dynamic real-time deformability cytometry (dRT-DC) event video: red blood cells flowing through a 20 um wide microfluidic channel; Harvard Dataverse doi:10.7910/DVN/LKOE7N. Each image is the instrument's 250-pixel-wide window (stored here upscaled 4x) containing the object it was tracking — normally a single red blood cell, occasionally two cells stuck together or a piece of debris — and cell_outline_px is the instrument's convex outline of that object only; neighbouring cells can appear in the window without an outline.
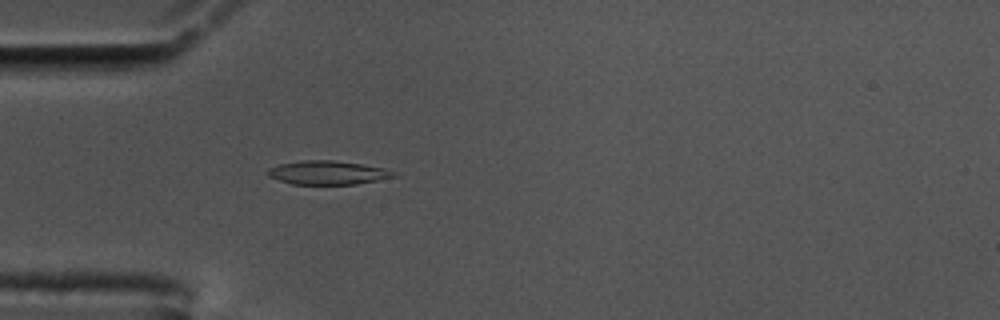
{"species": "common noctule bat (a hibernating species)", "species_latin": "Nyctalus noctula", "temperature_condition": "cold", "stored_images_in_passage": 37, "camera_frame_rate_fps": 3000, "um_per_image_px": 0.085, "animal": {"sex": "male", "body_mass_g": 17.5, "forearm_length_mm": 52.3}, "frame": {"image": 1, "passage_image": 17, "time_ms": 5.333, "image_size_px": [1000, 320], "cell_outline_px": [[400, 176], [356, 184], [292, 184], [268, 176], [268, 168], [280, 164], [300, 160], [332, 160], [360, 164], [384, 168], [396, 172]], "centroid_in_image_um": [27.89, 14.67], "position_along_channel_um": 57.1, "area_um2": 17.4}}
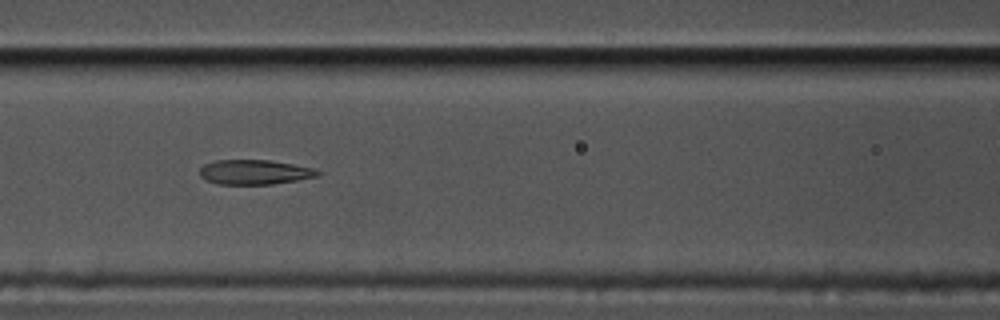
{"frame": {"image": 2, "passage_image": 25, "time_ms": 8.0, "image_size_px": [1000, 320], "cell_outline_px": [[320, 172], [316, 176], [296, 180], [272, 184], [216, 184], [200, 176], [200, 168], [204, 164], [216, 160], [272, 160], [312, 168]], "centroid_in_image_um": [21.59, 14.62], "position_along_channel_um": 145.0, "area_um2": 16.76}}
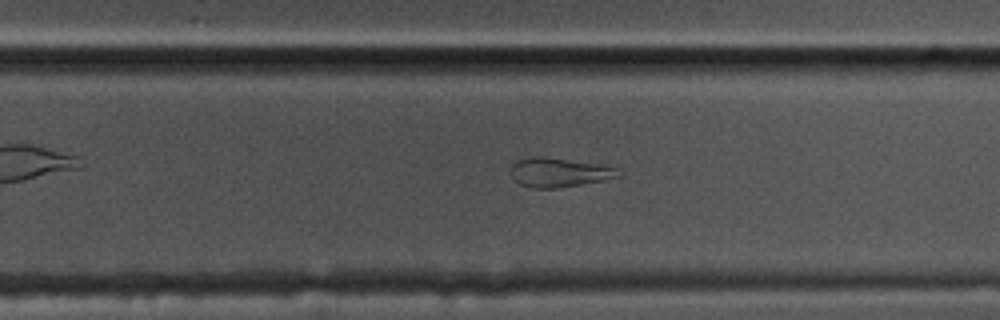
{"frame": {"image": 3, "passage_image": 37, "time_ms": 12.0, "image_size_px": [1000, 320], "cell_outline_px": [[620, 176], [604, 180], [560, 188], [532, 188], [520, 184], [512, 180], [508, 172], [512, 164], [516, 160], [532, 156], [544, 156], [604, 164], [616, 168]], "centroid_in_image_um": [47.45, 14.64], "position_along_channel_um": 282.4, "area_um2": 18.79}}